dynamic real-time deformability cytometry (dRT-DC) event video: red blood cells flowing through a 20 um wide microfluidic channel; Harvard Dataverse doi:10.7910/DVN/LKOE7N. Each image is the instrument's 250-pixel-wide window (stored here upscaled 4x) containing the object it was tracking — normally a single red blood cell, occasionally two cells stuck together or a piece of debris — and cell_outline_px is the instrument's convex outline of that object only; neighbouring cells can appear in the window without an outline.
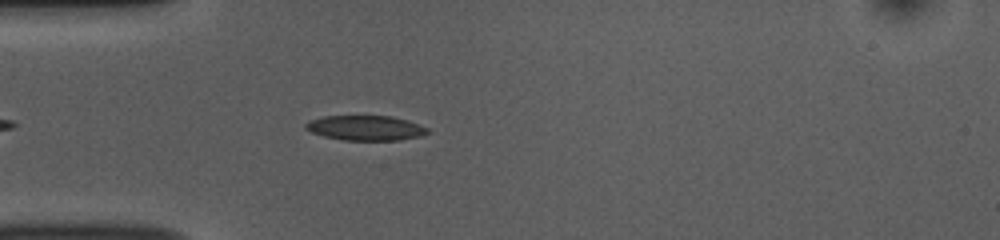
{"species": "common noctule bat (a hibernating species)", "species_latin": "Nyctalus noctula", "temperature_condition": "room temperature", "stored_images_in_passage": 25, "camera_frame_rate_fps": 3000, "um_per_image_px": 0.085, "animal": {"sex": "female", "body_mass_g": 10.0, "forearm_length_mm": 53.1}, "frame": {"image": 1, "passage_image": 5, "time_ms": 1.333, "image_size_px": [1000, 240], "cell_outline_px": [[432, 132], [424, 136], [400, 140], [344, 140], [324, 136], [312, 132], [304, 128], [304, 124], [308, 120], [324, 116], [392, 116], [408, 120], [420, 124], [428, 128]], "centroid_in_image_um": [31.13, 10.87], "position_along_channel_um": 53.9, "area_um2": 17.98}}
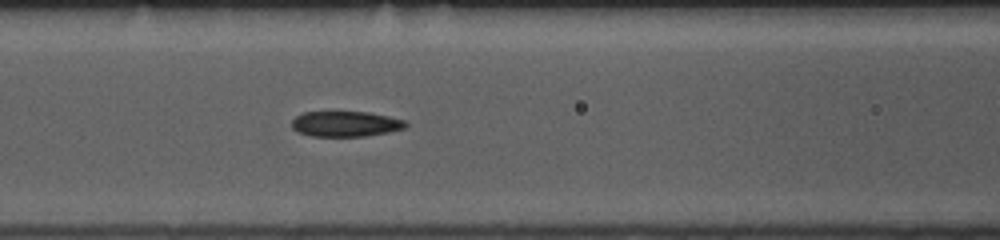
{"frame": {"image": 2, "passage_image": 12, "time_ms": 3.667, "image_size_px": [1000, 240], "cell_outline_px": [[408, 124], [404, 128], [388, 132], [364, 136], [312, 136], [296, 132], [292, 128], [292, 120], [296, 116], [304, 112], [368, 112], [388, 116], [404, 120]], "centroid_in_image_um": [29.34, 10.53], "position_along_channel_um": 137.3, "area_um2": 16.82}}
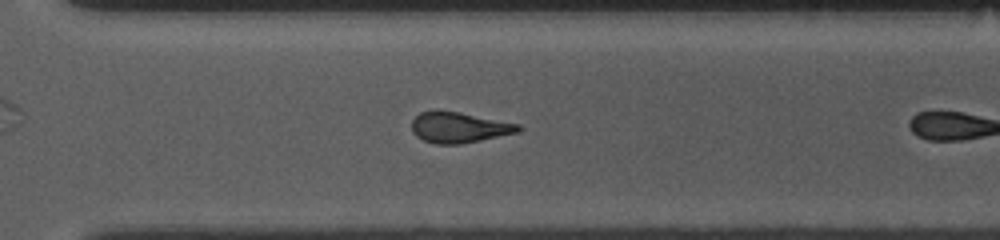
{"frame": {"image": 3, "passage_image": 24, "time_ms": 7.667, "image_size_px": [1000, 240], "cell_outline_px": [[520, 128], [516, 132], [480, 140], [460, 144], [436, 144], [424, 140], [416, 136], [412, 132], [412, 120], [420, 112], [436, 108], [460, 112], [520, 124]], "centroid_in_image_um": [38.94, 10.8], "position_along_channel_um": 331.7, "area_um2": 19.13}}